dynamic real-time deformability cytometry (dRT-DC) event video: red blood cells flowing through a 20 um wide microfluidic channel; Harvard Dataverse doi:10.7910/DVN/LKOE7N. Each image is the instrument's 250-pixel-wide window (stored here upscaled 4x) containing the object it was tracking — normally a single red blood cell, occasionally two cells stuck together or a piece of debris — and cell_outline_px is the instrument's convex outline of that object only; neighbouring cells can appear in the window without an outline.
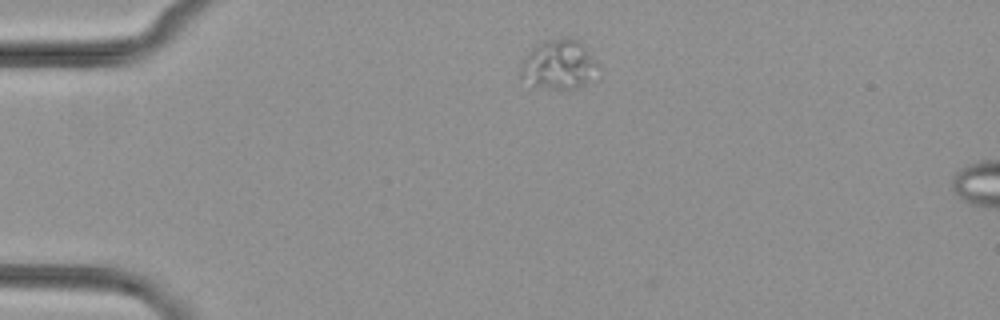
{"species": "common noctule bat (a hibernating species)", "species_latin": "Nyctalus noctula", "temperature_condition": "cold", "stored_images_in_passage": 6, "camera_frame_rate_fps": 3000, "um_per_image_px": 0.085, "animal": {"sex": "female", "body_mass_g": 29.2, "forearm_length_mm": 56.3}, "frame": {"image": 1, "passage_image": 1, "time_ms": 0.0, "image_size_px": [1000, 320], "cell_outline_px": [[604, 72], [596, 80], [568, 92], [532, 88], [520, 80], [520, 64], [524, 56], [536, 44], [548, 40], [564, 36], [572, 36], [580, 40], [584, 44], [600, 64]], "centroid_in_image_um": [47.57, 5.55], "position_along_channel_um": 37.4, "area_um2": 24.68}}